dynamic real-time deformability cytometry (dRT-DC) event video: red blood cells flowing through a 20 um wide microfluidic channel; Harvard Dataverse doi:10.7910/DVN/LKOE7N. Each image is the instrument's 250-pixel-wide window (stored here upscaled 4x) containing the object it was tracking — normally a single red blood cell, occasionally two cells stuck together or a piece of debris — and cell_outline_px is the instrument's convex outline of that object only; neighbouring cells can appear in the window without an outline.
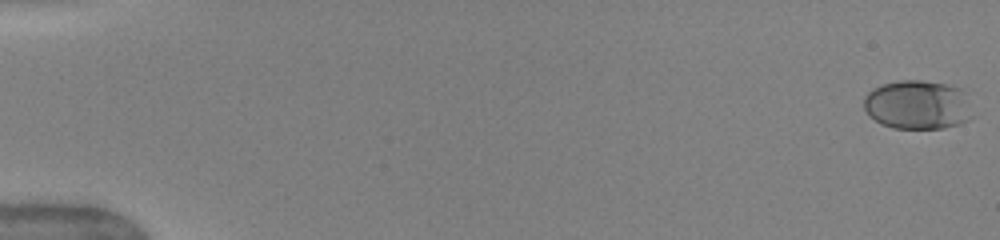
{"species": "human", "species_latin": "Homo sapiens", "temperature_condition": "warm", "stored_images_in_passage": 51, "camera_frame_rate_fps": 3000, "um_per_image_px": 0.085, "donor": {"sex": "female"}, "frame": {"image": 1, "passage_image": 1, "time_ms": 0.0, "image_size_px": [1000, 240], "cell_outline_px": [[976, 116], [960, 124], [944, 128], [892, 128], [880, 124], [864, 108], [864, 96], [872, 88], [884, 84], [900, 80], [924, 80], [944, 84], [960, 88]], "centroid_in_image_um": [78.02, 8.92], "position_along_channel_um": 7.0, "area_um2": 31.15}}
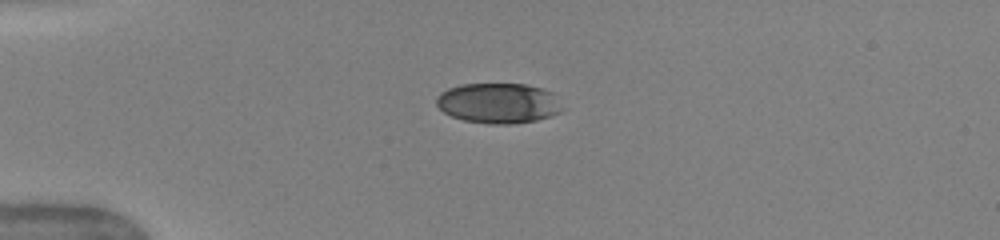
{"frame": {"image": 2, "passage_image": 14, "time_ms": 4.333, "image_size_px": [1000, 240], "cell_outline_px": [[564, 108], [560, 112], [552, 116], [536, 120], [512, 124], [492, 124], [464, 120], [452, 116], [444, 112], [436, 104], [436, 96], [440, 92], [448, 88], [460, 84], [528, 84], [552, 92]], "centroid_in_image_um": [42.37, 8.76], "position_along_channel_um": 42.6, "area_um2": 29.65}}
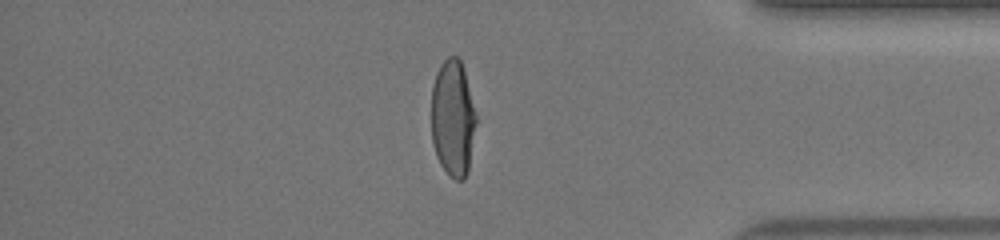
{"frame": {"image": 3, "passage_image": 44, "time_ms": 14.333, "image_size_px": [1000, 240], "cell_outline_px": [[476, 124], [468, 172], [464, 180], [456, 180], [448, 176], [440, 164], [436, 156], [432, 144], [432, 84], [436, 72], [440, 64], [448, 56], [456, 56], [460, 60], [464, 72], [476, 116]], "centroid_in_image_um": [38.47, 10.09], "position_along_channel_um": 396.7, "area_um2": 30.46}, "authors_computed_cell_mechanics": {"area_um2": 31.7322, "velocity_mm_per_s": 4.071, "shape_relaxation_time_tau1_ms": 3.1719, "shape_relaxation_time_tau2_ms": null, "deformation_change_tau1": 0.1745, "deformation_change_tau2": null}}